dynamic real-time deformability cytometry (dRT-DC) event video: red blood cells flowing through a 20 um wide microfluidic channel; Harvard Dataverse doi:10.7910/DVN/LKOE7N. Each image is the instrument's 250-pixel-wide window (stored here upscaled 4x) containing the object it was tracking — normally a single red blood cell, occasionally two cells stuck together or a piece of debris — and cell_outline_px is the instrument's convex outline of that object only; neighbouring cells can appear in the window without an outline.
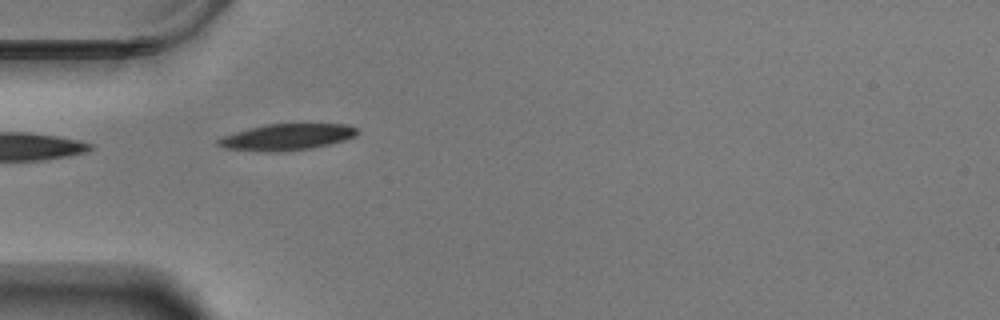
{"species": "Egyptian fruit bat (a non-hibernating species)", "species_latin": "Rousettus aegyptiacus", "temperature_condition": "warm", "stored_images_in_passage": 15, "camera_frame_rate_fps": 3000, "um_per_image_px": 0.085, "animal": {"sex": "male"}, "frame": {"image": 1, "passage_image": 1, "time_ms": 0.0, "image_size_px": [1000, 320], "cell_outline_px": [[360, 132], [356, 136], [344, 140], [312, 148], [280, 152], [268, 152], [224, 148], [216, 144], [216, 140], [224, 136], [236, 132], [264, 124], [348, 124], [360, 128]], "centroid_in_image_um": [24.43, 11.64], "position_along_channel_um": 60.6, "area_um2": 21.44}}
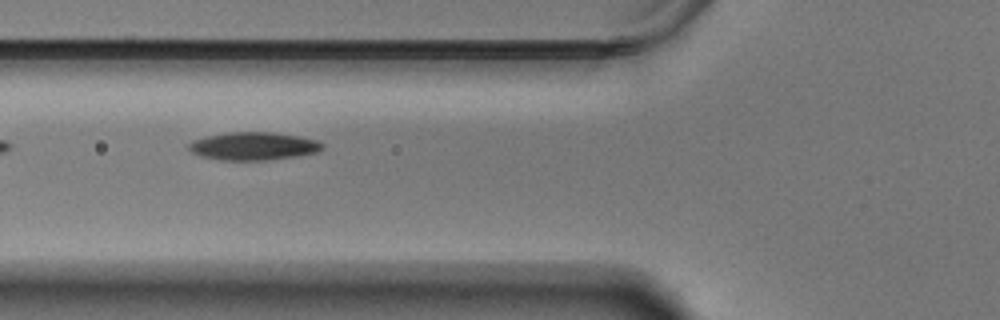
{"frame": {"image": 2, "passage_image": 5, "time_ms": 1.333, "image_size_px": [1000, 320], "cell_outline_px": [[324, 148], [316, 152], [296, 156], [268, 160], [220, 160], [200, 156], [192, 152], [188, 148], [188, 144], [192, 140], [208, 136], [228, 132], [272, 132], [296, 136], [316, 140], [324, 144]], "centroid_in_image_um": [21.52, 12.42], "position_along_channel_um": 104.3, "area_um2": 21.68}}
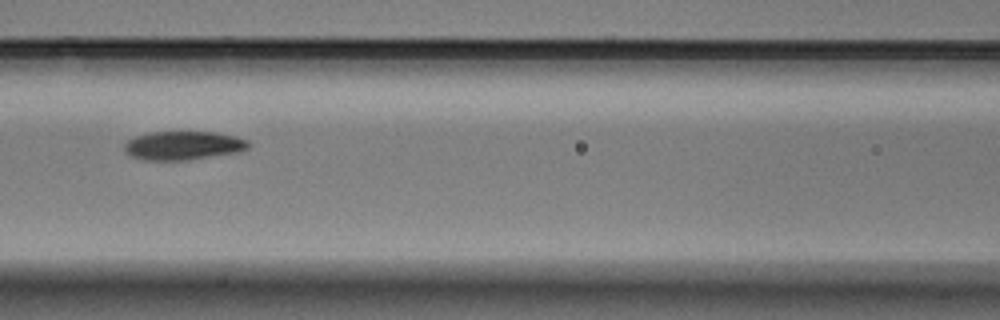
{"frame": {"image": 3, "passage_image": 9, "time_ms": 2.667, "image_size_px": [1000, 320], "cell_outline_px": [[248, 148], [240, 152], [188, 160], [144, 160], [128, 156], [124, 152], [124, 144], [128, 140], [136, 136], [152, 132], [216, 132], [236, 136], [248, 140]], "centroid_in_image_um": [15.56, 12.38], "position_along_channel_um": 151.0, "area_um2": 20.92}}